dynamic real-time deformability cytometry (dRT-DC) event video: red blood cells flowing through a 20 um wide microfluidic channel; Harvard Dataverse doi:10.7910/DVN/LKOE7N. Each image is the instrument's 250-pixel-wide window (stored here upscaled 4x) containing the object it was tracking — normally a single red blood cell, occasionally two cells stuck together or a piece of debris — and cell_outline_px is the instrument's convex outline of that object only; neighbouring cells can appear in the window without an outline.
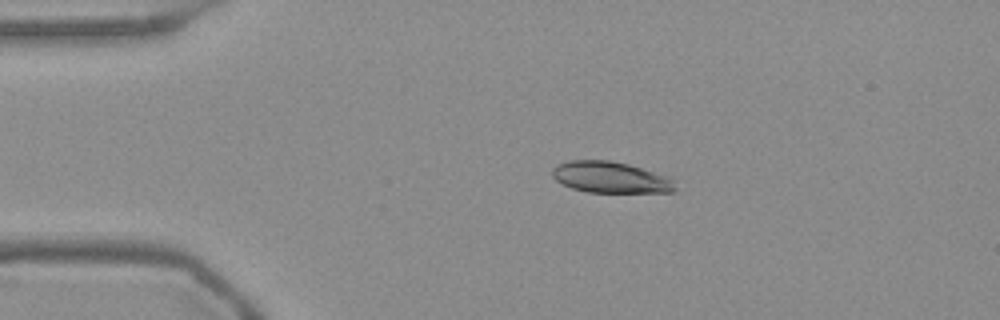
{"species": "Egyptian fruit bat (a non-hibernating species)", "species_latin": "Rousettus aegyptiacus", "temperature_condition": "warm", "stored_images_in_passage": 7, "camera_frame_rate_fps": 3000, "um_per_image_px": 0.085, "frame": {"image": 1, "passage_image": 1, "time_ms": 0.0, "image_size_px": [1000, 320], "cell_outline_px": [[676, 192], [588, 192], [572, 188], [556, 180], [552, 176], [552, 168], [568, 160], [608, 160], [628, 164], [664, 176], [672, 180], [676, 188]], "centroid_in_image_um": [51.86, 15.07], "position_along_channel_um": 33.1, "area_um2": 22.02}}